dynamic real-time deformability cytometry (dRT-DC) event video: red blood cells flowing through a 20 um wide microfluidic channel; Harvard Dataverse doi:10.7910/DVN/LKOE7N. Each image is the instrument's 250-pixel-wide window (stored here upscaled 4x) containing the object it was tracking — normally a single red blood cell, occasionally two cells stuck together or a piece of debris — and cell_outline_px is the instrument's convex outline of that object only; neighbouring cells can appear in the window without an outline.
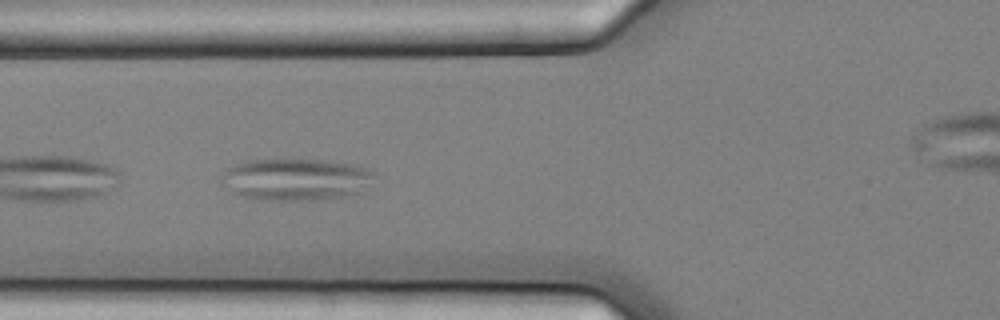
{"species": "common noctule bat (a hibernating species)", "species_latin": "Nyctalus noctula", "temperature_condition": "cold", "stored_images_in_passage": 6, "camera_frame_rate_fps": 3000, "um_per_image_px": 0.085, "animal": {"sex": "female", "body_mass_g": 25.1}, "frame": {"image": 1, "passage_image": 3, "time_ms": 0.667, "image_size_px": [1000, 320], "cell_outline_px": [[376, 176], [356, 192], [340, 196], [320, 200], [252, 200], [220, 184], [220, 176], [228, 168], [244, 160], [272, 156], [328, 160], [356, 164], [368, 168]], "centroid_in_image_um": [25.05, 15.18], "position_along_channel_um": 100.7, "area_um2": 38.38}}